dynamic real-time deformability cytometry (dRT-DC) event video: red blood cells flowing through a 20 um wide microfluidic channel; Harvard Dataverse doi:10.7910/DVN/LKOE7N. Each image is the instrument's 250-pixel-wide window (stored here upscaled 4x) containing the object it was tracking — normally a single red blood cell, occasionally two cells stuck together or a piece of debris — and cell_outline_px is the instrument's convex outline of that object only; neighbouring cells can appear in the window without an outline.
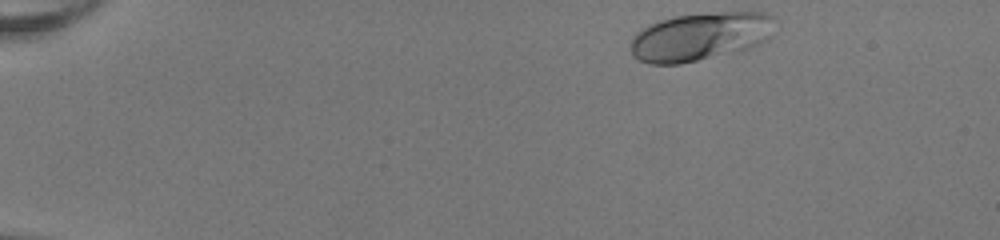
{"species": "human", "species_latin": "Homo sapiens", "temperature_condition": "room temperature", "stored_images_in_passage": 45, "camera_frame_rate_fps": 3000, "um_per_image_px": 0.085, "donor": {"sex": "female"}, "frame": {"image": 1, "passage_image": 1, "time_ms": 0.0, "image_size_px": [1000, 240], "cell_outline_px": [[776, 16], [772, 36], [768, 40], [744, 52], [680, 64], [648, 64], [632, 56], [632, 36], [636, 32], [648, 24], [660, 20], [676, 16], [720, 12], [764, 12]], "centroid_in_image_um": [59.6, 3.12], "position_along_channel_um": 25.4, "area_um2": 41.5}}
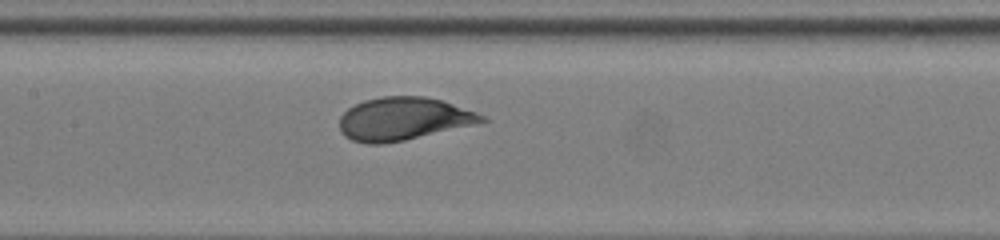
{"frame": {"image": 2, "passage_image": 20, "time_ms": 6.333, "image_size_px": [1000, 240], "cell_outline_px": [[488, 120], [472, 124], [404, 140], [384, 144], [368, 144], [352, 140], [344, 136], [340, 132], [340, 116], [348, 108], [364, 100], [380, 96], [424, 96], [440, 100], [476, 112], [484, 116]], "centroid_in_image_um": [34.21, 10.1], "position_along_channel_um": 173.2, "area_um2": 35.14}}
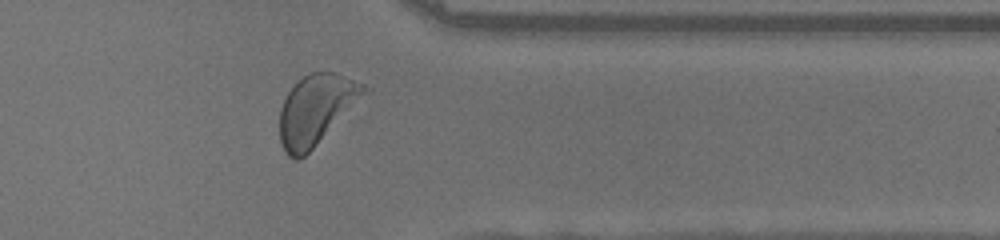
{"frame": {"image": 3, "passage_image": 36, "time_ms": 11.667, "image_size_px": [1000, 240], "cell_outline_px": [[372, 92], [300, 160], [296, 160], [288, 156], [284, 152], [280, 140], [280, 108], [288, 92], [304, 76], [312, 72], [336, 72], [364, 84], [372, 88]], "centroid_in_image_um": [26.95, 9.32], "position_along_channel_um": 384.5, "area_um2": 34.97}, "authors_computed_cell_mechanics": {"area_um2": 35.4892, "velocity_mm_per_s": 4.0319, "shape_relaxation_time_tau1_ms": 1.923, "shape_relaxation_time_tau2_ms": null, "deformation_change_tau1": 0.1141, "deformation_change_tau2": null}}